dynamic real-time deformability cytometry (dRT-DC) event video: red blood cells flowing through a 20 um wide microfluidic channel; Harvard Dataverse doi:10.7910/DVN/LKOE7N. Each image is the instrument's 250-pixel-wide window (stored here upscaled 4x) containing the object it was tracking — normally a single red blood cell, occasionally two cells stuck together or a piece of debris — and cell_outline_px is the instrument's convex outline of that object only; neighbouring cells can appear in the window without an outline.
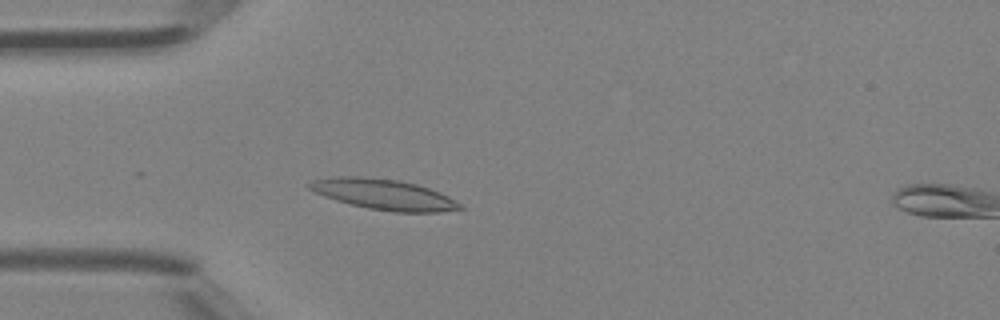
{"species": "Egyptian fruit bat (a non-hibernating species)", "species_latin": "Rousettus aegyptiacus", "temperature_condition": "room temperature", "stored_images_in_passage": 5, "camera_frame_rate_fps": 3000, "um_per_image_px": 0.085, "animal": {"sex": "female"}, "frame": {"image": 1, "passage_image": 4, "time_ms": 1.0, "image_size_px": [1000, 320], "cell_outline_px": [[464, 208], [440, 212], [396, 212], [368, 208], [336, 200], [324, 196], [308, 188], [308, 184], [312, 180], [336, 176], [360, 176], [400, 180], [416, 184], [440, 192], [448, 196], [460, 204]], "centroid_in_image_um": [32.62, 16.51], "position_along_channel_um": 52.4, "area_um2": 26.59}}